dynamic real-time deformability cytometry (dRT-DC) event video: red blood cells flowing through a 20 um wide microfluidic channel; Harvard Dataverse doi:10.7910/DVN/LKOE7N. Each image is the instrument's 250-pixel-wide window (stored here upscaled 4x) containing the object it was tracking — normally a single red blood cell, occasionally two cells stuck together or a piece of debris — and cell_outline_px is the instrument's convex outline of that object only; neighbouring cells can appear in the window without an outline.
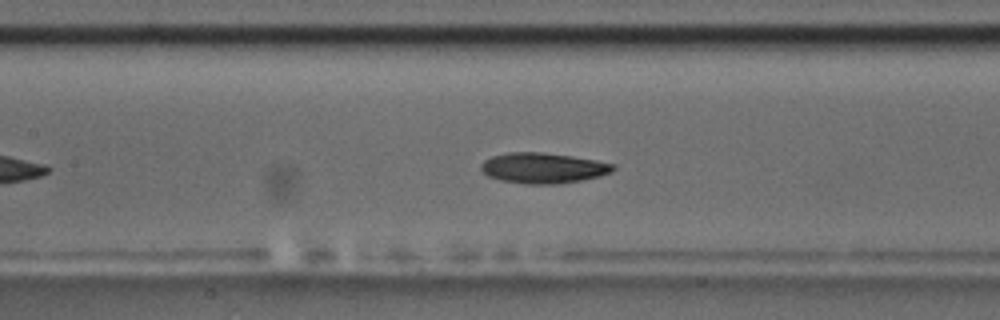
{"species": "common noctule bat (a hibernating species)", "species_latin": "Nyctalus noctula", "temperature_condition": "room temperature", "stored_images_in_passage": 37, "camera_frame_rate_fps": 3000, "um_per_image_px": 0.085, "animal": {"sex": "male", "body_mass_g": 17.5, "forearm_length_mm": 52.3}, "frame": {"image": 1, "passage_image": 16, "time_ms": 5.0, "image_size_px": [1000, 320], "cell_outline_px": [[616, 168], [612, 172], [600, 176], [560, 184], [528, 184], [500, 180], [488, 176], [480, 168], [480, 164], [484, 160], [492, 156], [508, 152], [540, 152], [572, 156], [596, 160], [616, 164]], "centroid_in_image_um": [46.18, 14.28], "position_along_channel_um": 161.2, "area_um2": 23.58}, "authors_computed_cell_mechanics": {"area_um2": 22.9466, "velocity_mm_per_s": 3.6558, "shape_relaxation_time_tau1_ms": 6.3319, "shape_relaxation_time_tau2_ms": 7.9464, "deformation_change_tau1": 0.1794, "deformation_change_tau2": 0.1546}}